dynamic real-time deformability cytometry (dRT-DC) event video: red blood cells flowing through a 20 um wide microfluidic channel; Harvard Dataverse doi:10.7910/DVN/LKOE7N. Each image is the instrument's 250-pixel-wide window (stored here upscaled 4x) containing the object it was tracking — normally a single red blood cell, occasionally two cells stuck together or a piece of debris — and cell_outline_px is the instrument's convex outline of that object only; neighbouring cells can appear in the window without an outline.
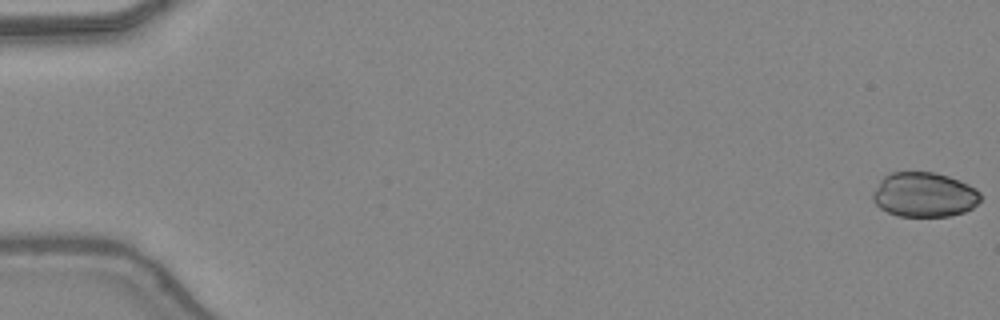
{"species": "common noctule bat (a hibernating species)", "species_latin": "Nyctalus noctula", "temperature_condition": "warm", "stored_images_in_passage": 20, "camera_frame_rate_fps": 3000, "um_per_image_px": 0.085, "animal": {"sex": "female", "body_mass_g": 24.6, "forearm_length_mm": 56.2}, "frame": {"image": 1, "passage_image": 1, "time_ms": 0.0, "image_size_px": [1000, 320], "cell_outline_px": [[980, 200], [972, 208], [964, 212], [948, 216], [896, 216], [880, 208], [872, 200], [872, 192], [880, 180], [888, 172], [936, 172], [960, 180], [976, 188], [980, 192]], "centroid_in_image_um": [78.54, 16.54], "position_along_channel_um": 6.5, "area_um2": 28.26}}
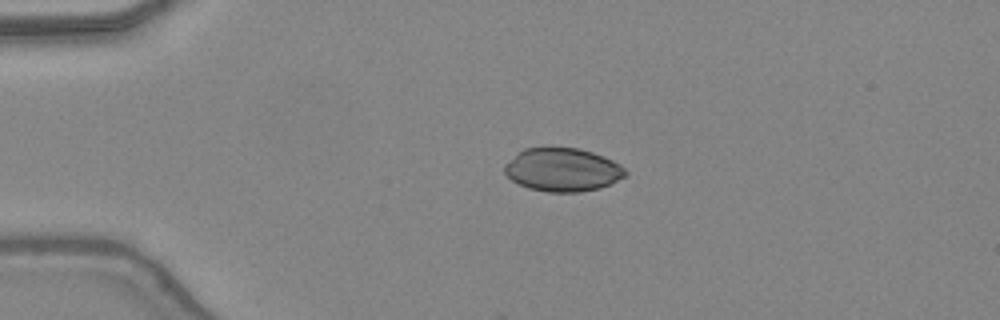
{"frame": {"image": 2, "passage_image": 12, "time_ms": 3.667, "image_size_px": [1000, 320], "cell_outline_px": [[628, 176], [600, 188], [580, 192], [548, 192], [528, 188], [512, 180], [504, 172], [504, 164], [524, 148], [580, 148], [604, 156], [620, 164], [628, 172]], "centroid_in_image_um": [47.85, 14.43], "position_along_channel_um": 37.1, "area_um2": 30.58}}